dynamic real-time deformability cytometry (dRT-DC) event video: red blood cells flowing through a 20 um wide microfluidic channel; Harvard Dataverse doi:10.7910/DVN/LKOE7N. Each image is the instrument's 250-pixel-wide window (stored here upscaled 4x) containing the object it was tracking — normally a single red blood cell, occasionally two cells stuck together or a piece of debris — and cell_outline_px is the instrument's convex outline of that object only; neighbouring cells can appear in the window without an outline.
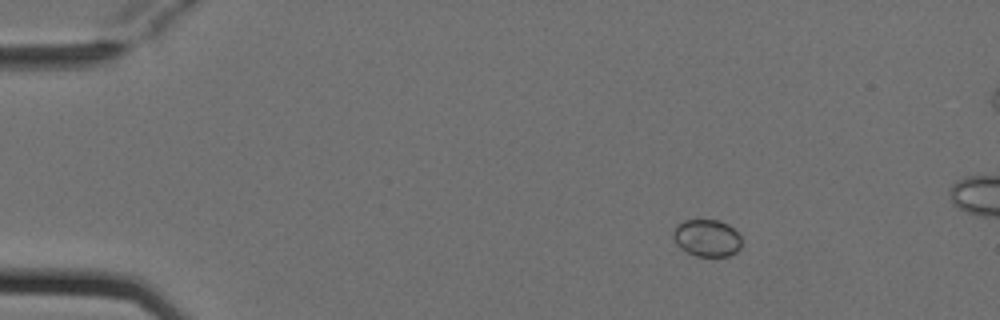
{"species": "Egyptian fruit bat (a non-hibernating species)", "species_latin": "Rousettus aegyptiacus", "temperature_condition": "cold", "stored_images_in_passage": 4, "camera_frame_rate_fps": 3000, "um_per_image_px": 0.085, "animal": {"sex": "female"}, "frame": {"image": 1, "passage_image": 1, "time_ms": 0.0, "image_size_px": [1000, 320], "cell_outline_px": [[740, 248], [736, 252], [728, 256], [696, 256], [680, 248], [676, 244], [672, 236], [672, 232], [676, 224], [684, 220], [720, 220], [728, 224], [740, 236]], "centroid_in_image_um": [60.05, 20.22], "position_along_channel_um": 25.0, "area_um2": 14.85}}